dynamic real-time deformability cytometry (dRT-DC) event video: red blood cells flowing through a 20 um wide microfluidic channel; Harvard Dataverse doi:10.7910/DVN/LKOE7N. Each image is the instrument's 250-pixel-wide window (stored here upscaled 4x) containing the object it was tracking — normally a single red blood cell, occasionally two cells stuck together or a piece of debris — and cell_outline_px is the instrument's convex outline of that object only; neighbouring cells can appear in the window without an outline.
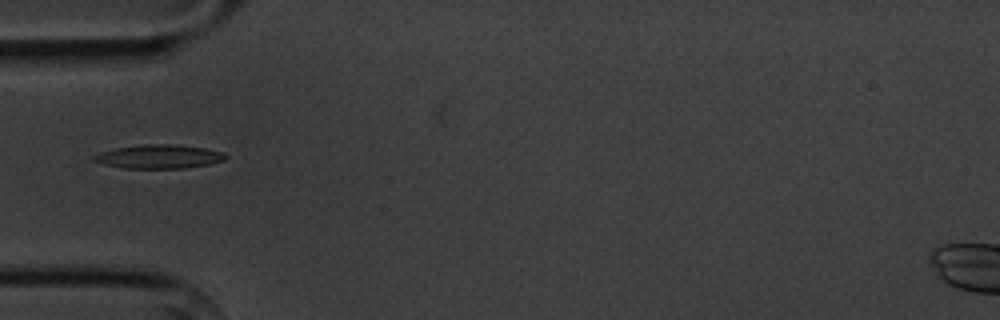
{"species": "common noctule bat (a hibernating species)", "species_latin": "Nyctalus noctula", "temperature_condition": "cold", "stored_images_in_passage": 4, "camera_frame_rate_fps": 3000, "um_per_image_px": 0.085, "animal": {"sex": "male", "body_mass_g": 20.1, "forearm_length_mm": 53.5}, "frame": {"image": 1, "passage_image": 4, "time_ms": 4.333, "image_size_px": [1000, 320], "cell_outline_px": [[228, 156], [224, 160], [208, 164], [184, 168], [124, 168], [104, 164], [92, 160], [92, 156], [100, 152], [116, 148], [144, 144], [172, 144], [204, 148], [224, 152]], "centroid_in_image_um": [13.51, 13.3], "position_along_channel_um": 71.5, "area_um2": 18.15}}